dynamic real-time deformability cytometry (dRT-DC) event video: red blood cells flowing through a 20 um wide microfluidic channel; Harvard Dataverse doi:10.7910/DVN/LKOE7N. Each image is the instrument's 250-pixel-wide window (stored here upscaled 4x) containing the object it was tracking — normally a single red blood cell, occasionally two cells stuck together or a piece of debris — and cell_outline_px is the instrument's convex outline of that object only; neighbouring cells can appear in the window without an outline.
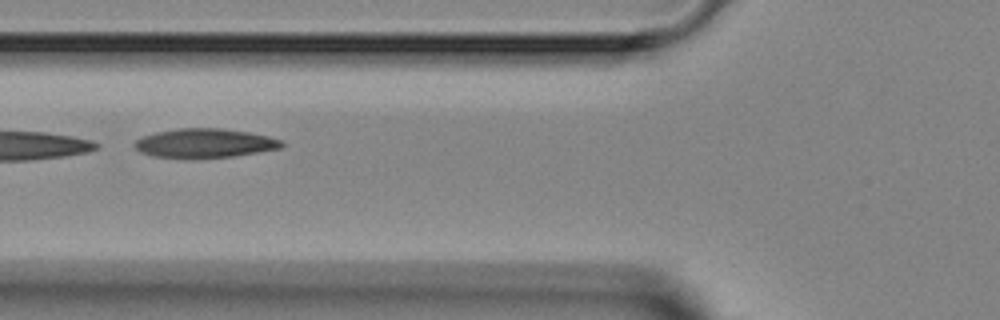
{"species": "Egyptian fruit bat (a non-hibernating species)", "species_latin": "Rousettus aegyptiacus", "temperature_condition": "room temperature", "stored_images_in_passage": 3, "camera_frame_rate_fps": 3000, "um_per_image_px": 0.085, "animal": {"sex": "female"}, "frame": {"image": 1, "passage_image": 3, "time_ms": 3.333, "image_size_px": [1000, 320], "cell_outline_px": [[284, 144], [280, 148], [232, 156], [152, 156], [140, 152], [132, 144], [136, 140], [144, 136], [156, 132], [180, 128], [220, 128], [248, 132], [268, 136], [280, 140]], "centroid_in_image_um": [17.38, 12.13], "position_along_channel_um": 108.4, "area_um2": 24.04}}